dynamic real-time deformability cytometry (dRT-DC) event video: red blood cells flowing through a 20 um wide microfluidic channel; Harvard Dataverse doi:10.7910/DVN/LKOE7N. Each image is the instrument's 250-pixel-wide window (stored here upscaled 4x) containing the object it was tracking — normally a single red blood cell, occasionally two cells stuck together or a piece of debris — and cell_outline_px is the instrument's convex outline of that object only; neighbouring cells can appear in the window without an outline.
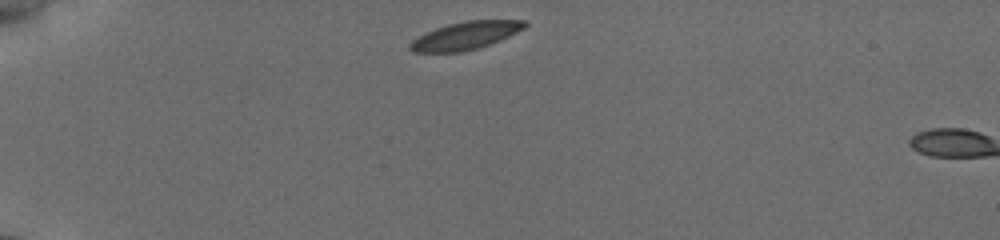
{"species": "common noctule bat (a hibernating species)", "species_latin": "Nyctalus noctula", "temperature_condition": "cold", "stored_images_in_passage": 2, "camera_frame_rate_fps": 3000, "um_per_image_px": 0.085, "animal": {"sex": "female", "body_mass_g": 19.5, "forearm_length_mm": 54.1}, "frame": {"image": 1, "passage_image": 1, "time_ms": 0.0, "image_size_px": [1000, 240], "cell_outline_px": [[528, 24], [524, 28], [508, 36], [488, 44], [476, 48], [460, 52], [412, 52], [408, 48], [408, 44], [412, 40], [436, 28], [448, 24], [464, 20], [528, 20]], "centroid_in_image_um": [39.55, 3.02], "position_along_channel_um": 45.4, "area_um2": 18.32}}